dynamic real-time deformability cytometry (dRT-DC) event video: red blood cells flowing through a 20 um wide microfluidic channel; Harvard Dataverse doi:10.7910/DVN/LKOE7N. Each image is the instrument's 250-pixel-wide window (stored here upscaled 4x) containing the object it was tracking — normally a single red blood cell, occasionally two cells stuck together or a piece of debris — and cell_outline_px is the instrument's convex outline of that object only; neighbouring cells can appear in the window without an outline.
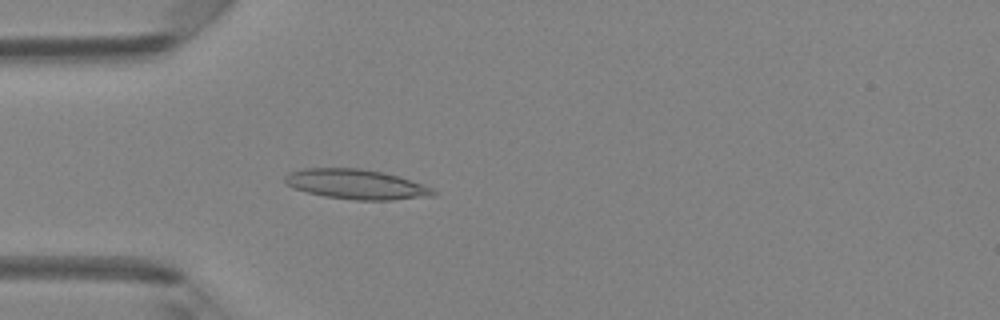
{"species": "Egyptian fruit bat (a non-hibernating species)", "species_latin": "Rousettus aegyptiacus", "temperature_condition": "room temperature", "stored_images_in_passage": 48, "camera_frame_rate_fps": 3000, "um_per_image_px": 0.085, "animal": {"sex": "female"}, "frame": {"image": 1, "passage_image": 14, "time_ms": 4.333, "image_size_px": [1000, 320], "cell_outline_px": [[440, 192], [436, 196], [392, 200], [356, 200], [324, 196], [292, 188], [284, 180], [284, 176], [288, 172], [300, 168], [360, 168], [384, 172], [432, 188]], "centroid_in_image_um": [30.27, 15.66], "position_along_channel_um": 54.7, "area_um2": 25.89}}
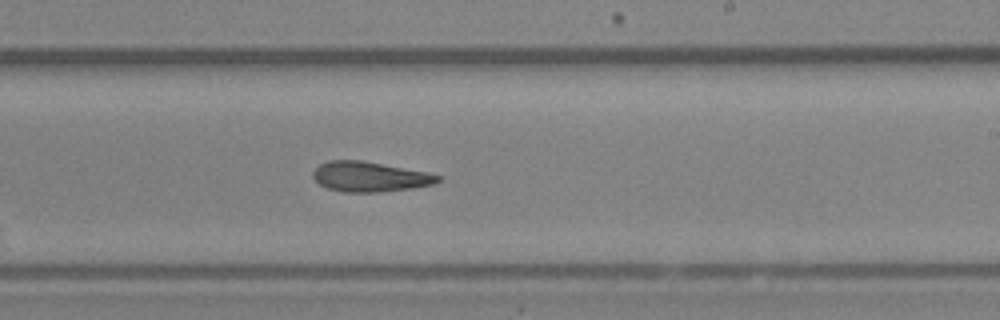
{"frame": {"image": 2, "passage_image": 29, "time_ms": 9.333, "image_size_px": [1000, 320], "cell_outline_px": [[440, 180], [432, 184], [412, 188], [376, 192], [344, 192], [328, 188], [320, 184], [312, 176], [312, 172], [320, 164], [328, 160], [360, 160], [428, 172], [440, 176]], "centroid_in_image_um": [31.4, 15.01], "position_along_channel_um": 257.6, "area_um2": 21.62}}
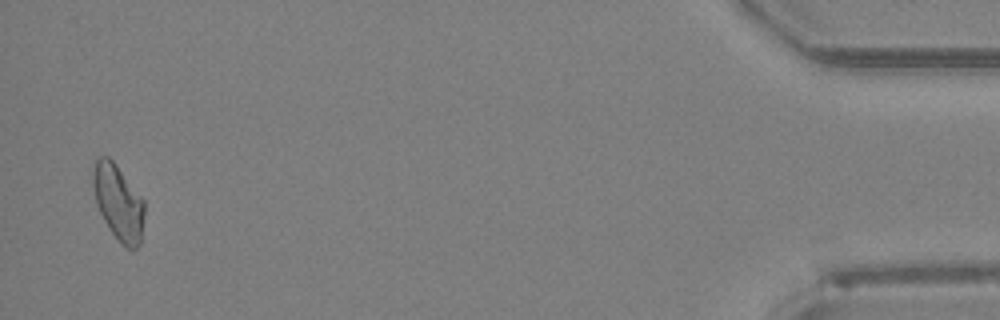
{"frame": {"image": 3, "passage_image": 47, "time_ms": 15.333, "image_size_px": [1000, 320], "cell_outline_px": [[144, 216], [140, 244], [132, 252], [112, 232], [104, 220], [96, 204], [92, 184], [92, 172], [96, 160], [100, 156], [108, 156], [116, 164], [144, 200]], "centroid_in_image_um": [10.05, 17.18], "position_along_channel_um": 425.1, "area_um2": 22.43}, "authors_computed_cell_mechanics": {"area_um2": 22.4553, "velocity_mm_per_s": 4.216, "shape_relaxation_time_tau1_ms": null, "shape_relaxation_time_tau2_ms": 3.5337, "deformation_change_tau1": null, "deformation_change_tau2": 0.1119}}